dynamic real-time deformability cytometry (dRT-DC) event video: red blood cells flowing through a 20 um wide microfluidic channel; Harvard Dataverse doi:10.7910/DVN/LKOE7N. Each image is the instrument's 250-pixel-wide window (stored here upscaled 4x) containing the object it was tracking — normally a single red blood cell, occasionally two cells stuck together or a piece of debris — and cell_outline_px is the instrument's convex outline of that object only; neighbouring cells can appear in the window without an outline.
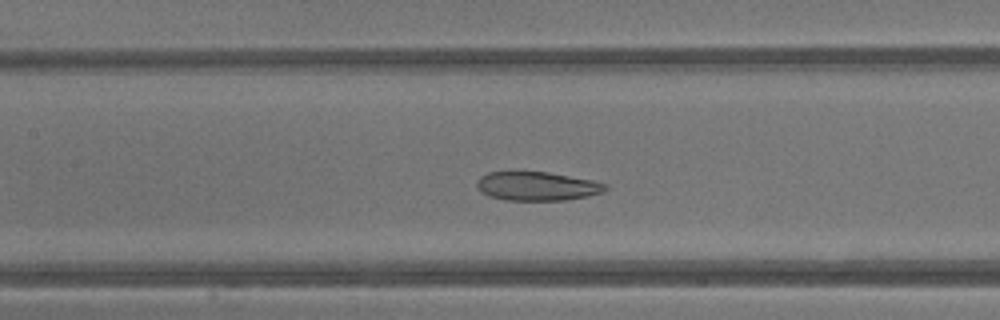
{"species": "common noctule bat (a hibernating species)", "species_latin": "Nyctalus noctula", "temperature_condition": "warm", "stored_images_in_passage": 34, "camera_frame_rate_fps": 3000, "um_per_image_px": 0.085, "animal": {"sex": "male", "body_mass_g": 13.3}, "frame": {"image": 1, "passage_image": 11, "time_ms": 3.333, "image_size_px": [1000, 320], "cell_outline_px": [[608, 188], [604, 192], [588, 196], [564, 200], [508, 200], [488, 196], [480, 192], [476, 188], [476, 180], [480, 176], [488, 172], [548, 172], [592, 180], [608, 184]], "centroid_in_image_um": [45.63, 15.82], "position_along_channel_um": 161.8, "area_um2": 21.73}}
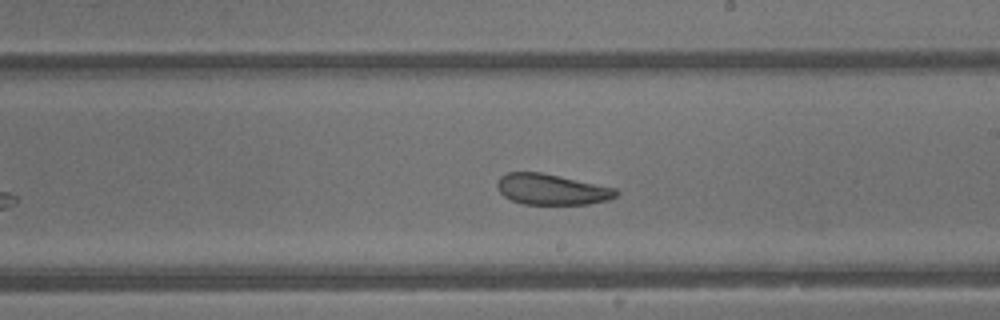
{"frame": {"image": 2, "passage_image": 16, "time_ms": 5.0, "image_size_px": [1000, 320], "cell_outline_px": [[620, 192], [616, 196], [608, 200], [588, 204], [524, 204], [512, 200], [504, 196], [496, 188], [496, 184], [500, 176], [508, 172], [540, 172], [560, 176], [616, 188]], "centroid_in_image_um": [46.88, 16.09], "position_along_channel_um": 242.1, "area_um2": 21.33}}
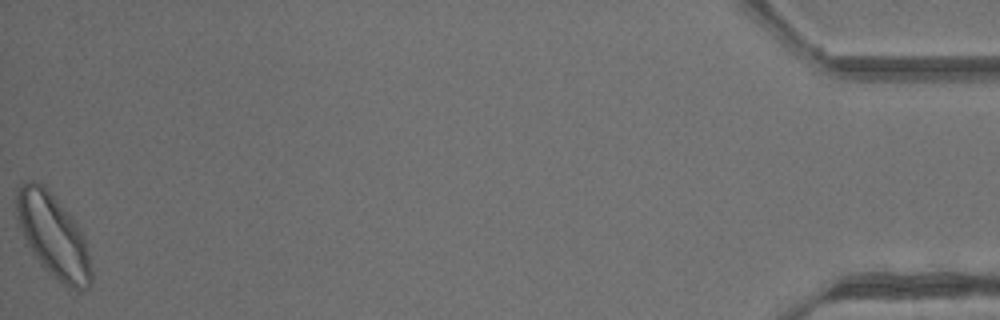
{"frame": {"image": 3, "passage_image": 34, "time_ms": 11.0, "image_size_px": [1000, 320], "cell_outline_px": [[92, 280], [88, 288], [80, 292], [56, 280], [40, 264], [28, 244], [24, 236], [16, 216], [16, 192], [20, 184], [28, 180], [32, 180], [44, 184], [72, 216], [84, 236], [92, 272]], "centroid_in_image_um": [4.53, 20.02], "position_along_channel_um": 430.7, "area_um2": 36.36}, "authors_computed_cell_mechanics": {"area_um2": 24.7962, "velocity_mm_per_s": 4.8445, "shape_relaxation_time_tau1_ms": null, "shape_relaxation_time_tau2_ms": 4.2254, "deformation_change_tau1": null, "deformation_change_tau2": 0.128}}